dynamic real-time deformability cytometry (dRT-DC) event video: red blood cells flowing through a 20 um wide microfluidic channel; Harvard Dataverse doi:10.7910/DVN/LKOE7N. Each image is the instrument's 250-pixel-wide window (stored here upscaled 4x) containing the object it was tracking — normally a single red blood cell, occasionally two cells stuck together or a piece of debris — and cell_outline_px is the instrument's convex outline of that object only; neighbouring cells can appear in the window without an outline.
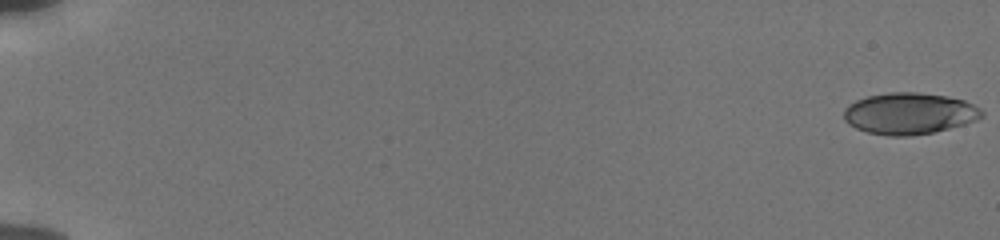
{"species": "human", "species_latin": "Homo sapiens", "temperature_condition": "cold", "stored_images_in_passage": 56, "camera_frame_rate_fps": 3000, "um_per_image_px": 0.085, "donor": {"sex": "male"}, "frame": {"image": 1, "passage_image": 1, "time_ms": 0.0, "image_size_px": [1000, 240], "cell_outline_px": [[984, 116], [976, 120], [964, 124], [932, 132], [908, 136], [888, 136], [868, 132], [856, 128], [848, 124], [844, 120], [844, 108], [848, 104], [856, 100], [868, 96], [888, 92], [916, 92], [948, 96], [964, 100], [980, 108], [984, 112]], "centroid_in_image_um": [77.28, 9.64], "position_along_channel_um": 7.7, "area_um2": 33.41}}
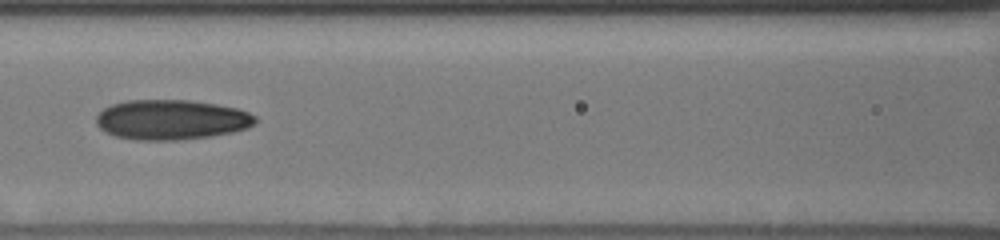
{"frame": {"image": 2, "passage_image": 28, "time_ms": 9.0, "image_size_px": [1000, 240], "cell_outline_px": [[256, 124], [248, 128], [232, 132], [212, 136], [176, 140], [136, 140], [116, 136], [100, 128], [96, 124], [96, 116], [104, 108], [112, 104], [128, 100], [188, 100], [216, 104], [236, 108], [248, 112], [256, 116]], "centroid_in_image_um": [14.58, 10.17], "position_along_channel_um": 152.0, "area_um2": 37.05}}
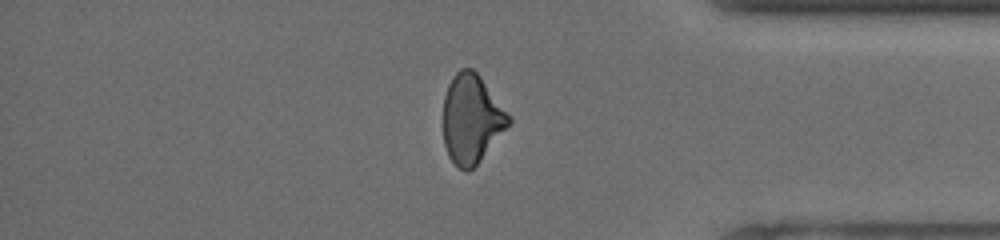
{"frame": {"image": 3, "passage_image": 48, "time_ms": 15.667, "image_size_px": [1000, 240], "cell_outline_px": [[512, 124], [480, 160], [468, 172], [464, 172], [448, 156], [444, 144], [444, 96], [448, 84], [452, 76], [460, 68], [472, 68], [480, 76], [512, 116]], "centroid_in_image_um": [40.11, 10.09], "position_along_channel_um": 395.1, "area_um2": 34.16}, "authors_computed_cell_mechanics": {"area_um2": 34.3621, "velocity_mm_per_s": 3.8647, "shape_relaxation_time_tau1_ms": 8.0363, "shape_relaxation_time_tau2_ms": 3.1644, "deformation_change_tau1": 0.194, "deformation_change_tau2": 0.1134}}